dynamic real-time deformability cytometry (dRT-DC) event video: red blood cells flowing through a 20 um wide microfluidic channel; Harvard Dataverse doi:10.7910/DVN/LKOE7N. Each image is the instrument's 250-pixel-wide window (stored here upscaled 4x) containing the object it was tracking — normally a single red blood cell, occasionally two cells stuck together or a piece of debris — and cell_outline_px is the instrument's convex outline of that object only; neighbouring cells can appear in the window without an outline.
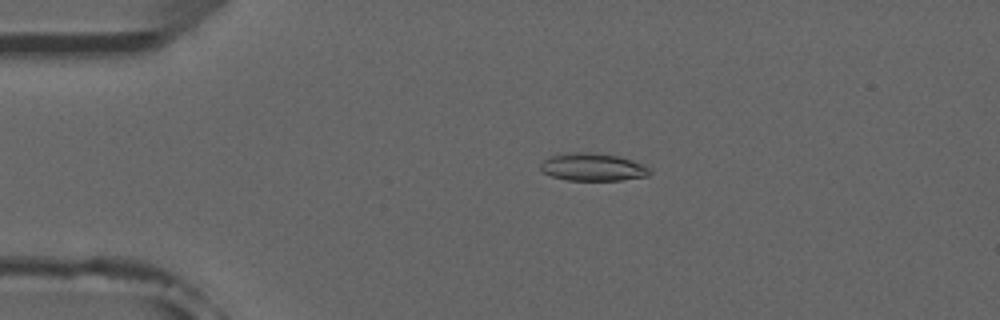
{"species": "common noctule bat (a hibernating species)", "species_latin": "Nyctalus noctula", "temperature_condition": "room temperature", "stored_images_in_passage": 46, "camera_frame_rate_fps": 3000, "um_per_image_px": 0.085, "animal": {"sex": "male", "forearm_length_mm": 52.5}, "frame": {"image": 1, "passage_image": 5, "time_ms": 1.333, "image_size_px": [1000, 320], "cell_outline_px": [[652, 172], [648, 176], [620, 180], [568, 180], [552, 176], [544, 172], [540, 168], [540, 164], [548, 156], [576, 152], [596, 152], [616, 156], [632, 160], [644, 164]], "centroid_in_image_um": [50.4, 14.2], "position_along_channel_um": 34.6, "area_um2": 17.57}}
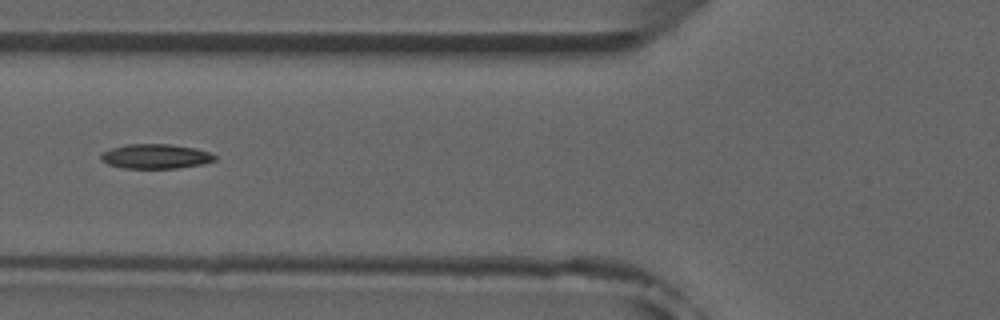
{"frame": {"image": 2, "passage_image": 14, "time_ms": 4.333, "image_size_px": [1000, 320], "cell_outline_px": [[216, 160], [200, 164], [176, 168], [124, 168], [108, 164], [100, 160], [100, 152], [112, 148], [128, 144], [168, 144], [196, 148], [208, 152], [216, 156]], "centroid_in_image_um": [13.18, 13.28], "position_along_channel_um": 112.6, "area_um2": 16.24}}
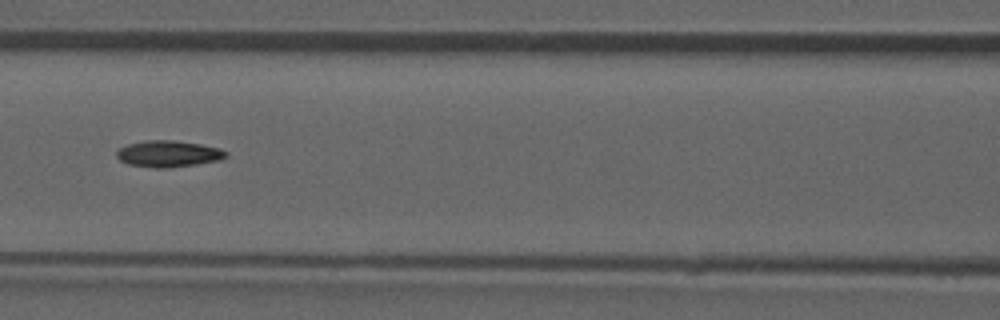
{"frame": {"image": 3, "passage_image": 17, "time_ms": 5.333, "image_size_px": [1000, 320], "cell_outline_px": [[228, 156], [220, 160], [196, 164], [168, 168], [156, 168], [128, 164], [120, 160], [116, 156], [116, 152], [120, 148], [128, 144], [148, 140], [172, 140], [200, 144], [220, 148], [228, 152]], "centroid_in_image_um": [14.33, 13.07], "position_along_channel_um": 152.3, "area_um2": 16.82}, "authors_computed_cell_mechanics": {"area_um2": 16.0973, "velocity_mm_per_s": 3.9359, "shape_relaxation_time_tau1_ms": null, "shape_relaxation_time_tau2_ms": 10.605, "deformation_change_tau1": null, "deformation_change_tau2": 0.209}}